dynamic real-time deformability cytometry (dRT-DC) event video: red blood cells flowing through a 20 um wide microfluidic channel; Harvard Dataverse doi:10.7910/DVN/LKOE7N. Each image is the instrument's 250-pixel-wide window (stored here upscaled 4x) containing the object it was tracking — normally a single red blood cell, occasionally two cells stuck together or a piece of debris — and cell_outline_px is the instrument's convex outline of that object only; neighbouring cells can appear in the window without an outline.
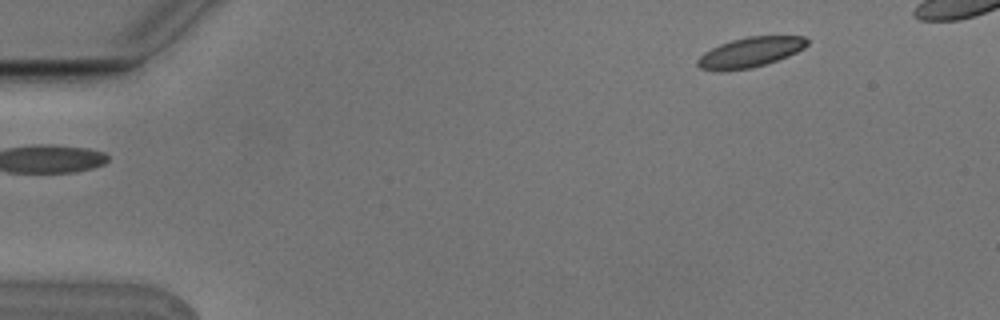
{"species": "Egyptian fruit bat (a non-hibernating species)", "species_latin": "Rousettus aegyptiacus", "temperature_condition": "cold", "stored_images_in_passage": 2, "camera_frame_rate_fps": 3000, "um_per_image_px": 0.085, "animal": {"sex": "male"}, "frame": {"image": 1, "passage_image": 2, "time_ms": 0.333, "image_size_px": [1000, 320], "cell_outline_px": [[808, 44], [804, 48], [788, 56], [752, 68], [724, 72], [720, 72], [700, 68], [696, 64], [696, 60], [704, 52], [720, 44], [732, 40], [748, 36], [804, 36], [808, 40]], "centroid_in_image_um": [63.73, 4.46], "position_along_channel_um": 21.3, "area_um2": 19.25}}